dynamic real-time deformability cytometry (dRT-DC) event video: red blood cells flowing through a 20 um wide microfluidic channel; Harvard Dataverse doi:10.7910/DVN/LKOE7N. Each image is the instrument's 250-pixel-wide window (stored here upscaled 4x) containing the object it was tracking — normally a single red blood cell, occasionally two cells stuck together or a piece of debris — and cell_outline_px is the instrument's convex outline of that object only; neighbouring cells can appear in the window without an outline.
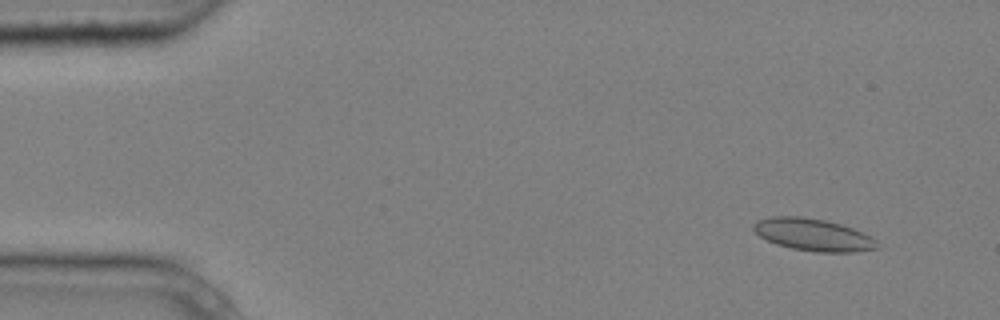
{"species": "common noctule bat (a hibernating species)", "species_latin": "Nyctalus noctula", "temperature_condition": "cold", "stored_images_in_passage": 4, "camera_frame_rate_fps": 3000, "um_per_image_px": 0.085, "animal": {"sex": "male", "body_mass_g": 20.4}, "frame": {"image": 1, "passage_image": 2, "time_ms": 0.333, "image_size_px": [1000, 320], "cell_outline_px": [[880, 248], [852, 252], [816, 252], [792, 248], [776, 244], [760, 236], [752, 228], [752, 224], [756, 220], [772, 216], [800, 216], [824, 220], [840, 224], [852, 228], [876, 240]], "centroid_in_image_um": [69.08, 19.95], "position_along_channel_um": 15.9, "area_um2": 23.06}}